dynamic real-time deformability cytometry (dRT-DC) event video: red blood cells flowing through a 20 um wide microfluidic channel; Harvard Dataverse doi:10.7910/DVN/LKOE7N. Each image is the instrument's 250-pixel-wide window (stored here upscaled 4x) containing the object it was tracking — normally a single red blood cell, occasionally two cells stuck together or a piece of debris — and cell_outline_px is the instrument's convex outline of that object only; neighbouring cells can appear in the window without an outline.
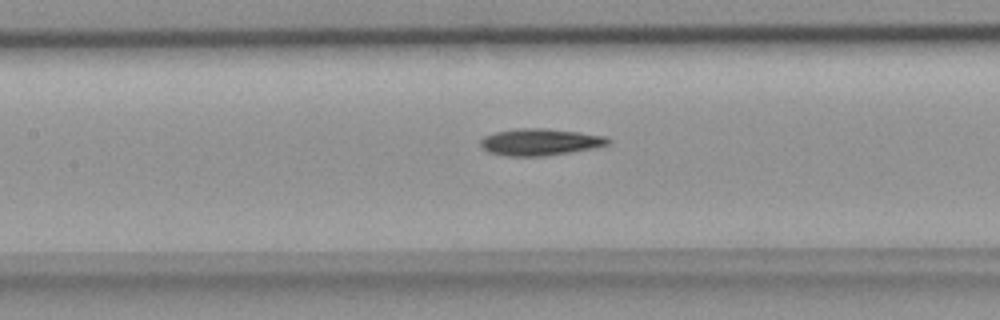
{"species": "common noctule bat (a hibernating species)", "species_latin": "Nyctalus noctula", "temperature_condition": "room temperature", "stored_images_in_passage": 35, "camera_frame_rate_fps": 3000, "um_per_image_px": 0.085, "animal": {"sex": "female", "body_mass_g": 18.4}, "frame": {"image": 1, "passage_image": 9, "time_ms": 2.667, "image_size_px": [1000, 320], "cell_outline_px": [[612, 140], [608, 144], [592, 148], [572, 152], [544, 156], [508, 156], [488, 152], [480, 144], [480, 140], [484, 136], [496, 132], [516, 128], [544, 128], [580, 132], [608, 136]], "centroid_in_image_um": [45.93, 12.06], "position_along_channel_um": 161.5, "area_um2": 20.0}}
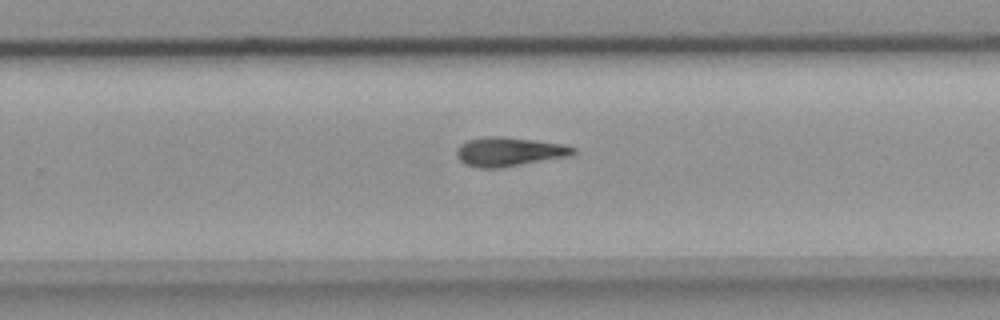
{"frame": {"image": 2, "passage_image": 18, "time_ms": 5.667, "image_size_px": [1000, 320], "cell_outline_px": [[576, 152], [568, 156], [496, 168], [480, 168], [464, 164], [456, 156], [456, 148], [460, 144], [468, 140], [484, 136], [500, 136], [536, 140], [564, 144], [576, 148]], "centroid_in_image_um": [43.23, 12.88], "position_along_channel_um": 286.6, "area_um2": 19.65}}
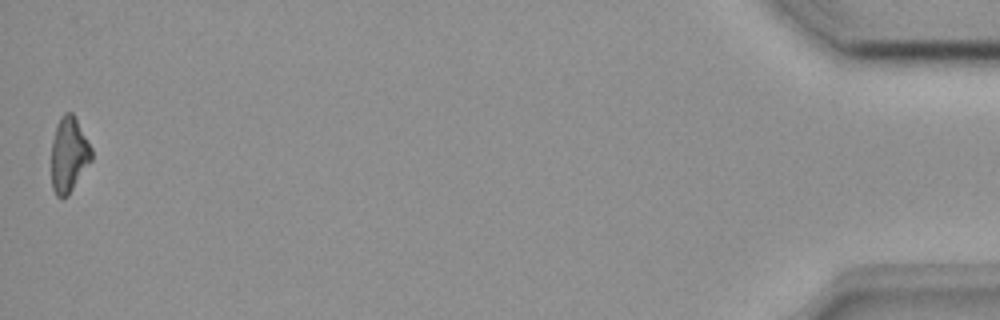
{"frame": {"image": 3, "passage_image": 35, "time_ms": 11.333, "image_size_px": [1000, 320], "cell_outline_px": [[92, 160], [68, 196], [56, 196], [52, 188], [52, 140], [56, 124], [60, 116], [64, 112], [72, 112], [92, 148]], "centroid_in_image_um": [5.85, 13.13], "position_along_channel_um": 429.3, "area_um2": 17.57}}